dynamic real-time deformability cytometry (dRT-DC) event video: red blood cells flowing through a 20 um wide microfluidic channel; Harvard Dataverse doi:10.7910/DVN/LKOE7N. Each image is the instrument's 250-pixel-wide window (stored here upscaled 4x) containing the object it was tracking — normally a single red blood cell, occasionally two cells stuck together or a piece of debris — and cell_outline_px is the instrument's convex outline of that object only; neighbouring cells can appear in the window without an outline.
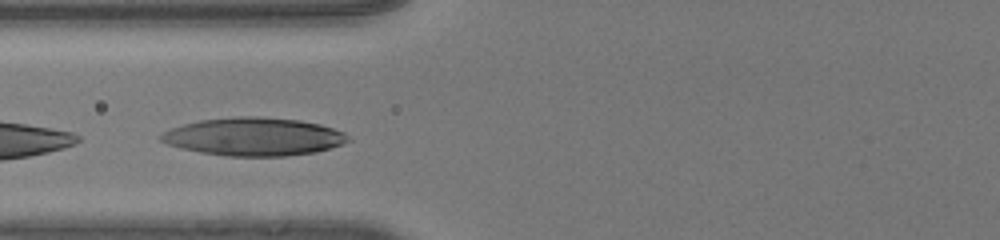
{"species": "human", "species_latin": "Homo sapiens", "temperature_condition": "room temperature", "stored_images_in_passage": 17, "camera_frame_rate_fps": 3000, "um_per_image_px": 0.085, "donor": {"sex": "male"}, "frame": {"image": 1, "passage_image": 8, "time_ms": 2.333, "image_size_px": [1000, 240], "cell_outline_px": [[352, 140], [316, 152], [284, 156], [228, 156], [200, 152], [180, 148], [168, 144], [160, 140], [160, 136], [164, 132], [172, 128], [184, 124], [200, 120], [236, 116], [260, 116], [300, 120], [320, 124], [344, 132]], "centroid_in_image_um": [21.58, 11.61], "position_along_channel_um": 104.2, "area_um2": 41.38}}